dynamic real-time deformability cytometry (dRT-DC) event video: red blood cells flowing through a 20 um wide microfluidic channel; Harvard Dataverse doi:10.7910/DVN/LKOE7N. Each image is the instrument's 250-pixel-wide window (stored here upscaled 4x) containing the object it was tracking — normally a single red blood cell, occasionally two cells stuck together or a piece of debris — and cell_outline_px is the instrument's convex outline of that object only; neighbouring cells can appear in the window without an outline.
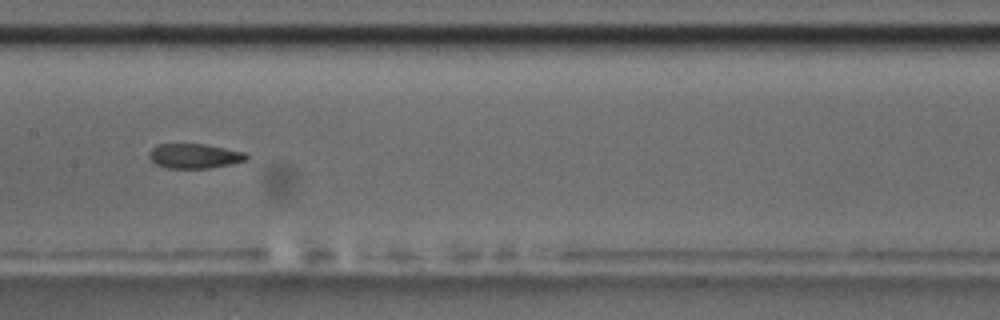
{"species": "common noctule bat (a hibernating species)", "species_latin": "Nyctalus noctula", "temperature_condition": "room temperature", "stored_images_in_passage": 13, "camera_frame_rate_fps": 3000, "um_per_image_px": 0.085, "animal": {"sex": "male", "body_mass_g": 17.5, "forearm_length_mm": 52.3}, "frame": {"image": 1, "passage_image": 6, "time_ms": 5.667, "image_size_px": [1000, 320], "cell_outline_px": [[248, 156], [244, 160], [232, 164], [208, 168], [164, 168], [156, 164], [148, 156], [148, 152], [152, 148], [160, 144], [204, 144], [244, 152]], "centroid_in_image_um": [16.49, 13.26], "position_along_channel_um": 190.9, "area_um2": 13.87}, "authors_computed_cell_mechanics": {"area_um2": 14.9702, "velocity_mm_per_s": 3.5257, "shape_relaxation_time_tau1_ms": null, "shape_relaxation_time_tau2_ms": 3.8601, "deformation_change_tau1": null, "deformation_change_tau2": 0.1166}}